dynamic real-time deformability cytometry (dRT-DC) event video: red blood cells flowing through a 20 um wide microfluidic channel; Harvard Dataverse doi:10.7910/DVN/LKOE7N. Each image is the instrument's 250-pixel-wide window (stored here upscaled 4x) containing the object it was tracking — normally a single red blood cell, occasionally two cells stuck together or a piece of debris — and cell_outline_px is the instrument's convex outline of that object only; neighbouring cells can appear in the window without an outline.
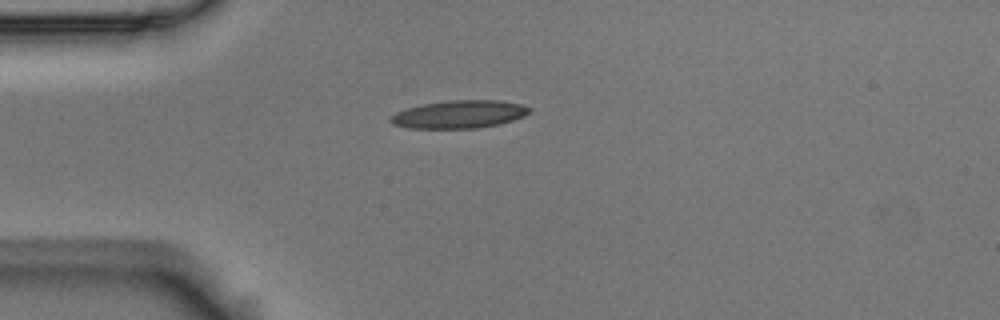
{"species": "Egyptian fruit bat (a non-hibernating species)", "species_latin": "Rousettus aegyptiacus", "temperature_condition": "room temperature", "stored_images_in_passage": 1, "camera_frame_rate_fps": 3000, "um_per_image_px": 0.085, "animal": {"sex": "male"}, "frame": {"image": 1, "passage_image": 1, "time_ms": 0.0, "image_size_px": [1000, 320], "cell_outline_px": [[532, 112], [524, 116], [500, 124], [476, 128], [408, 128], [392, 124], [388, 120], [396, 112], [408, 108], [424, 104], [448, 100], [500, 100], [520, 104], [532, 108]], "centroid_in_image_um": [39.06, 9.71], "position_along_channel_um": 45.9, "area_um2": 22.54}}